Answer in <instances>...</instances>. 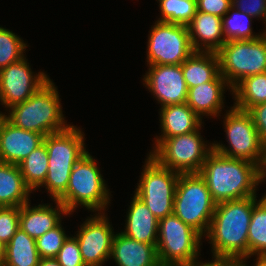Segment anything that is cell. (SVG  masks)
Instances as JSON below:
<instances>
[{"mask_svg":"<svg viewBox=\"0 0 266 266\" xmlns=\"http://www.w3.org/2000/svg\"><path fill=\"white\" fill-rule=\"evenodd\" d=\"M197 11L223 17L232 7L231 0H196Z\"/></svg>","mask_w":266,"mask_h":266,"instance_id":"d590c367","label":"cell"},{"mask_svg":"<svg viewBox=\"0 0 266 266\" xmlns=\"http://www.w3.org/2000/svg\"><path fill=\"white\" fill-rule=\"evenodd\" d=\"M30 193L19 166L0 162V207H21L31 201Z\"/></svg>","mask_w":266,"mask_h":266,"instance_id":"603a6c76","label":"cell"},{"mask_svg":"<svg viewBox=\"0 0 266 266\" xmlns=\"http://www.w3.org/2000/svg\"><path fill=\"white\" fill-rule=\"evenodd\" d=\"M224 120V132L229 146L215 142L212 143L213 150L229 158L243 159L260 165L265 146L251 114L233 106L226 111Z\"/></svg>","mask_w":266,"mask_h":266,"instance_id":"30bf717a","label":"cell"},{"mask_svg":"<svg viewBox=\"0 0 266 266\" xmlns=\"http://www.w3.org/2000/svg\"><path fill=\"white\" fill-rule=\"evenodd\" d=\"M25 184L33 191L45 181L48 171V150L43 143L18 164Z\"/></svg>","mask_w":266,"mask_h":266,"instance_id":"83f0119b","label":"cell"},{"mask_svg":"<svg viewBox=\"0 0 266 266\" xmlns=\"http://www.w3.org/2000/svg\"><path fill=\"white\" fill-rule=\"evenodd\" d=\"M159 22L188 25L197 11L196 0H158Z\"/></svg>","mask_w":266,"mask_h":266,"instance_id":"f546056e","label":"cell"},{"mask_svg":"<svg viewBox=\"0 0 266 266\" xmlns=\"http://www.w3.org/2000/svg\"><path fill=\"white\" fill-rule=\"evenodd\" d=\"M217 203L199 173L180 174L173 213L203 237L207 234Z\"/></svg>","mask_w":266,"mask_h":266,"instance_id":"ba28073f","label":"cell"},{"mask_svg":"<svg viewBox=\"0 0 266 266\" xmlns=\"http://www.w3.org/2000/svg\"><path fill=\"white\" fill-rule=\"evenodd\" d=\"M202 237L174 213L160 219L156 245L160 265L194 266L201 255Z\"/></svg>","mask_w":266,"mask_h":266,"instance_id":"8992f818","label":"cell"},{"mask_svg":"<svg viewBox=\"0 0 266 266\" xmlns=\"http://www.w3.org/2000/svg\"><path fill=\"white\" fill-rule=\"evenodd\" d=\"M266 147L262 156L261 163L259 165V183L265 182L266 180Z\"/></svg>","mask_w":266,"mask_h":266,"instance_id":"f35d334b","label":"cell"},{"mask_svg":"<svg viewBox=\"0 0 266 266\" xmlns=\"http://www.w3.org/2000/svg\"><path fill=\"white\" fill-rule=\"evenodd\" d=\"M256 263L254 266H266V257H256ZM249 266V265H246Z\"/></svg>","mask_w":266,"mask_h":266,"instance_id":"60d3db41","label":"cell"},{"mask_svg":"<svg viewBox=\"0 0 266 266\" xmlns=\"http://www.w3.org/2000/svg\"><path fill=\"white\" fill-rule=\"evenodd\" d=\"M56 207L51 204H39L30 207L28 202L20 207L19 228L30 237L37 239L47 231L56 227L62 220L61 215H70L65 206L58 200H53ZM55 207V208H53Z\"/></svg>","mask_w":266,"mask_h":266,"instance_id":"ac0fdd59","label":"cell"},{"mask_svg":"<svg viewBox=\"0 0 266 266\" xmlns=\"http://www.w3.org/2000/svg\"><path fill=\"white\" fill-rule=\"evenodd\" d=\"M20 207H0V241L6 246L19 228Z\"/></svg>","mask_w":266,"mask_h":266,"instance_id":"d6a6232c","label":"cell"},{"mask_svg":"<svg viewBox=\"0 0 266 266\" xmlns=\"http://www.w3.org/2000/svg\"><path fill=\"white\" fill-rule=\"evenodd\" d=\"M263 34H264L265 37H266V25H265V30H264Z\"/></svg>","mask_w":266,"mask_h":266,"instance_id":"7bdbcfd3","label":"cell"},{"mask_svg":"<svg viewBox=\"0 0 266 266\" xmlns=\"http://www.w3.org/2000/svg\"><path fill=\"white\" fill-rule=\"evenodd\" d=\"M247 258H214L210 262H197L194 266H246Z\"/></svg>","mask_w":266,"mask_h":266,"instance_id":"74e56055","label":"cell"},{"mask_svg":"<svg viewBox=\"0 0 266 266\" xmlns=\"http://www.w3.org/2000/svg\"><path fill=\"white\" fill-rule=\"evenodd\" d=\"M69 236L66 235L61 222L36 239V247L40 258H56L59 250Z\"/></svg>","mask_w":266,"mask_h":266,"instance_id":"1f68e13d","label":"cell"},{"mask_svg":"<svg viewBox=\"0 0 266 266\" xmlns=\"http://www.w3.org/2000/svg\"><path fill=\"white\" fill-rule=\"evenodd\" d=\"M188 88L212 81L219 73V60L214 52H194L182 63Z\"/></svg>","mask_w":266,"mask_h":266,"instance_id":"cb8c5ba5","label":"cell"},{"mask_svg":"<svg viewBox=\"0 0 266 266\" xmlns=\"http://www.w3.org/2000/svg\"><path fill=\"white\" fill-rule=\"evenodd\" d=\"M257 196L220 202L205 235L212 258H248V228Z\"/></svg>","mask_w":266,"mask_h":266,"instance_id":"6da1fadb","label":"cell"},{"mask_svg":"<svg viewBox=\"0 0 266 266\" xmlns=\"http://www.w3.org/2000/svg\"><path fill=\"white\" fill-rule=\"evenodd\" d=\"M220 74L232 89L244 78L266 72V37L229 40L216 52Z\"/></svg>","mask_w":266,"mask_h":266,"instance_id":"9c48e42d","label":"cell"},{"mask_svg":"<svg viewBox=\"0 0 266 266\" xmlns=\"http://www.w3.org/2000/svg\"><path fill=\"white\" fill-rule=\"evenodd\" d=\"M161 135L155 138H170L196 131L202 125V119L187 105L174 104L161 107Z\"/></svg>","mask_w":266,"mask_h":266,"instance_id":"7402d4cb","label":"cell"},{"mask_svg":"<svg viewBox=\"0 0 266 266\" xmlns=\"http://www.w3.org/2000/svg\"><path fill=\"white\" fill-rule=\"evenodd\" d=\"M148 35L147 65H180L195 52L186 25L156 21Z\"/></svg>","mask_w":266,"mask_h":266,"instance_id":"7c38bea8","label":"cell"},{"mask_svg":"<svg viewBox=\"0 0 266 266\" xmlns=\"http://www.w3.org/2000/svg\"><path fill=\"white\" fill-rule=\"evenodd\" d=\"M232 7L253 18L263 19L266 25V0H231ZM262 18V19H261Z\"/></svg>","mask_w":266,"mask_h":266,"instance_id":"e575fe53","label":"cell"},{"mask_svg":"<svg viewBox=\"0 0 266 266\" xmlns=\"http://www.w3.org/2000/svg\"><path fill=\"white\" fill-rule=\"evenodd\" d=\"M127 212L125 230L121 233L139 242L157 244L159 219L135 194Z\"/></svg>","mask_w":266,"mask_h":266,"instance_id":"44dd1931","label":"cell"},{"mask_svg":"<svg viewBox=\"0 0 266 266\" xmlns=\"http://www.w3.org/2000/svg\"><path fill=\"white\" fill-rule=\"evenodd\" d=\"M248 112L252 116L262 144L266 147V102L251 107Z\"/></svg>","mask_w":266,"mask_h":266,"instance_id":"8d00e7d4","label":"cell"},{"mask_svg":"<svg viewBox=\"0 0 266 266\" xmlns=\"http://www.w3.org/2000/svg\"><path fill=\"white\" fill-rule=\"evenodd\" d=\"M143 84L161 107L186 103L188 87L180 65H149Z\"/></svg>","mask_w":266,"mask_h":266,"instance_id":"9a60e30c","label":"cell"},{"mask_svg":"<svg viewBox=\"0 0 266 266\" xmlns=\"http://www.w3.org/2000/svg\"><path fill=\"white\" fill-rule=\"evenodd\" d=\"M26 57L0 70V102L5 108L28 100L50 78L44 72L33 74Z\"/></svg>","mask_w":266,"mask_h":266,"instance_id":"5bb4252c","label":"cell"},{"mask_svg":"<svg viewBox=\"0 0 266 266\" xmlns=\"http://www.w3.org/2000/svg\"><path fill=\"white\" fill-rule=\"evenodd\" d=\"M256 255L266 257V196L253 207L248 228V258Z\"/></svg>","mask_w":266,"mask_h":266,"instance_id":"4316f807","label":"cell"},{"mask_svg":"<svg viewBox=\"0 0 266 266\" xmlns=\"http://www.w3.org/2000/svg\"><path fill=\"white\" fill-rule=\"evenodd\" d=\"M134 191L159 220L173 214V204L180 173L158 164L150 155L143 165Z\"/></svg>","mask_w":266,"mask_h":266,"instance_id":"8fae6325","label":"cell"},{"mask_svg":"<svg viewBox=\"0 0 266 266\" xmlns=\"http://www.w3.org/2000/svg\"><path fill=\"white\" fill-rule=\"evenodd\" d=\"M252 20L253 17L247 13L241 12L231 7L229 11L222 17L223 34L225 40H253L261 36L263 32L257 35L252 32Z\"/></svg>","mask_w":266,"mask_h":266,"instance_id":"f1b7e54d","label":"cell"},{"mask_svg":"<svg viewBox=\"0 0 266 266\" xmlns=\"http://www.w3.org/2000/svg\"><path fill=\"white\" fill-rule=\"evenodd\" d=\"M5 255V245L0 241V264L4 259Z\"/></svg>","mask_w":266,"mask_h":266,"instance_id":"b9f144b4","label":"cell"},{"mask_svg":"<svg viewBox=\"0 0 266 266\" xmlns=\"http://www.w3.org/2000/svg\"><path fill=\"white\" fill-rule=\"evenodd\" d=\"M39 260L36 239L18 228L5 246V255L1 266H38Z\"/></svg>","mask_w":266,"mask_h":266,"instance_id":"d4e9b609","label":"cell"},{"mask_svg":"<svg viewBox=\"0 0 266 266\" xmlns=\"http://www.w3.org/2000/svg\"><path fill=\"white\" fill-rule=\"evenodd\" d=\"M44 137L14 126L0 113V162L18 165L43 144Z\"/></svg>","mask_w":266,"mask_h":266,"instance_id":"2e32d148","label":"cell"},{"mask_svg":"<svg viewBox=\"0 0 266 266\" xmlns=\"http://www.w3.org/2000/svg\"><path fill=\"white\" fill-rule=\"evenodd\" d=\"M38 266H60L55 258H40Z\"/></svg>","mask_w":266,"mask_h":266,"instance_id":"ab89813d","label":"cell"},{"mask_svg":"<svg viewBox=\"0 0 266 266\" xmlns=\"http://www.w3.org/2000/svg\"><path fill=\"white\" fill-rule=\"evenodd\" d=\"M187 28L195 52L216 53L226 42L219 16L196 11Z\"/></svg>","mask_w":266,"mask_h":266,"instance_id":"d6986e66","label":"cell"},{"mask_svg":"<svg viewBox=\"0 0 266 266\" xmlns=\"http://www.w3.org/2000/svg\"><path fill=\"white\" fill-rule=\"evenodd\" d=\"M156 245L139 242L119 232L113 238L110 259L118 266H161Z\"/></svg>","mask_w":266,"mask_h":266,"instance_id":"ffe728a7","label":"cell"},{"mask_svg":"<svg viewBox=\"0 0 266 266\" xmlns=\"http://www.w3.org/2000/svg\"><path fill=\"white\" fill-rule=\"evenodd\" d=\"M53 81L50 79L28 100L9 108L3 116L14 126L44 136L67 129L62 112L61 98Z\"/></svg>","mask_w":266,"mask_h":266,"instance_id":"3957f363","label":"cell"},{"mask_svg":"<svg viewBox=\"0 0 266 266\" xmlns=\"http://www.w3.org/2000/svg\"><path fill=\"white\" fill-rule=\"evenodd\" d=\"M84 135L81 129L70 125L63 131L44 137L48 171L45 181L37 189L41 186L46 188L53 200H58L66 192L73 167L88 152Z\"/></svg>","mask_w":266,"mask_h":266,"instance_id":"277c9868","label":"cell"},{"mask_svg":"<svg viewBox=\"0 0 266 266\" xmlns=\"http://www.w3.org/2000/svg\"><path fill=\"white\" fill-rule=\"evenodd\" d=\"M196 131L170 138H156L149 155L161 166L180 174L199 173L208 154L213 150Z\"/></svg>","mask_w":266,"mask_h":266,"instance_id":"52a82bcc","label":"cell"},{"mask_svg":"<svg viewBox=\"0 0 266 266\" xmlns=\"http://www.w3.org/2000/svg\"><path fill=\"white\" fill-rule=\"evenodd\" d=\"M55 259L60 266H86L81 257L79 243L74 236L66 239Z\"/></svg>","mask_w":266,"mask_h":266,"instance_id":"836d02e7","label":"cell"},{"mask_svg":"<svg viewBox=\"0 0 266 266\" xmlns=\"http://www.w3.org/2000/svg\"><path fill=\"white\" fill-rule=\"evenodd\" d=\"M234 104L248 111L251 107L266 102V72L242 79L233 89Z\"/></svg>","mask_w":266,"mask_h":266,"instance_id":"484cf974","label":"cell"},{"mask_svg":"<svg viewBox=\"0 0 266 266\" xmlns=\"http://www.w3.org/2000/svg\"><path fill=\"white\" fill-rule=\"evenodd\" d=\"M106 213L90 215L74 235L86 266H102L111 256L114 229Z\"/></svg>","mask_w":266,"mask_h":266,"instance_id":"4fadbf2b","label":"cell"},{"mask_svg":"<svg viewBox=\"0 0 266 266\" xmlns=\"http://www.w3.org/2000/svg\"><path fill=\"white\" fill-rule=\"evenodd\" d=\"M232 87L219 73L212 81L188 88L187 105L201 118L203 116H221L224 106V91Z\"/></svg>","mask_w":266,"mask_h":266,"instance_id":"e0dca14e","label":"cell"},{"mask_svg":"<svg viewBox=\"0 0 266 266\" xmlns=\"http://www.w3.org/2000/svg\"><path fill=\"white\" fill-rule=\"evenodd\" d=\"M105 182L96 160L87 152L73 167L66 192L58 201L69 214L80 205L91 212L105 213L111 201Z\"/></svg>","mask_w":266,"mask_h":266,"instance_id":"5b68a950","label":"cell"},{"mask_svg":"<svg viewBox=\"0 0 266 266\" xmlns=\"http://www.w3.org/2000/svg\"><path fill=\"white\" fill-rule=\"evenodd\" d=\"M9 29L0 27V70L25 57L28 45Z\"/></svg>","mask_w":266,"mask_h":266,"instance_id":"4dcf8cb0","label":"cell"},{"mask_svg":"<svg viewBox=\"0 0 266 266\" xmlns=\"http://www.w3.org/2000/svg\"><path fill=\"white\" fill-rule=\"evenodd\" d=\"M199 174L217 204L255 196L260 184L259 165L214 150L208 154Z\"/></svg>","mask_w":266,"mask_h":266,"instance_id":"7a4b0ae2","label":"cell"}]
</instances>
